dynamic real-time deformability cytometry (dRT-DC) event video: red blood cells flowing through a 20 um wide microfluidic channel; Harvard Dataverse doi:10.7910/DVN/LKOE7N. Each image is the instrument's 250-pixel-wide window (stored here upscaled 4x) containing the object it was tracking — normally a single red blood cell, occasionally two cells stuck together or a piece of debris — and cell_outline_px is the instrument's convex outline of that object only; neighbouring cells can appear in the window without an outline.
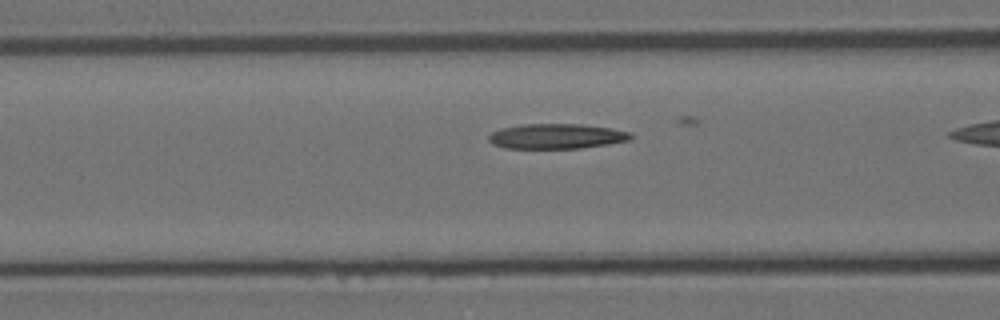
{"species": "Egyptian fruit bat (a non-hibernating species)", "species_latin": "Rousettus aegyptiacus", "temperature_condition": "room temperature", "stored_images_in_passage": 6, "camera_frame_rate_fps": 3000, "um_per_image_px": 0.085, "animal": {"sex": "female"}, "frame": {"image": 1, "passage_image": 5, "time_ms": 1.333, "image_size_px": [1000, 320], "cell_outline_px": [[632, 140], [608, 144], [580, 148], [504, 148], [492, 144], [488, 140], [488, 136], [492, 132], [500, 128], [520, 124], [580, 124], [612, 128], [632, 132]], "centroid_in_image_um": [47.31, 11.58], "position_along_channel_um": 119.3, "area_um2": 20.92}}